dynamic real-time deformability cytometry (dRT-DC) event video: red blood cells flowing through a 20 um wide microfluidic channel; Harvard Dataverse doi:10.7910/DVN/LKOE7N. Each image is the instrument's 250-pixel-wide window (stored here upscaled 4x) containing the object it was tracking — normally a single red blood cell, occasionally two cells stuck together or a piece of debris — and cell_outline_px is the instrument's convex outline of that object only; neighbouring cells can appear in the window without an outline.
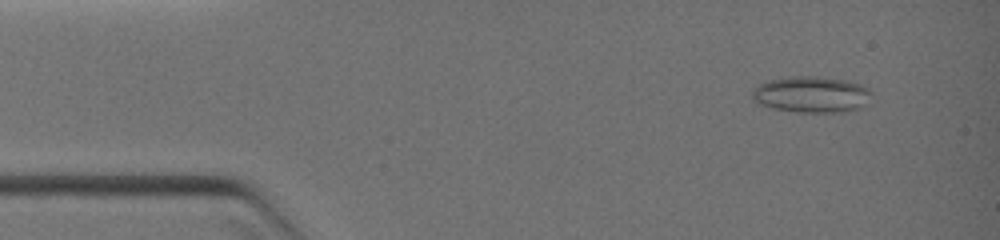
{"species": "common noctule bat (a hibernating species)", "species_latin": "Nyctalus noctula", "temperature_condition": "warm", "stored_images_in_passage": 19, "camera_frame_rate_fps": 3000, "um_per_image_px": 0.085, "animal": {"sex": "female", "body_mass_g": 19.0, "forearm_length_mm": 51.5}, "frame": {"image": 1, "passage_image": 2, "time_ms": 0.667, "image_size_px": [1000, 240], "cell_outline_px": [[872, 92], [868, 108], [844, 112], [800, 112], [776, 108], [756, 104], [752, 100], [752, 92], [760, 84], [768, 80], [788, 76], [816, 76], [844, 80], [864, 84]], "centroid_in_image_um": [69.06, 8.04], "position_along_channel_um": 15.9, "area_um2": 25.72}}
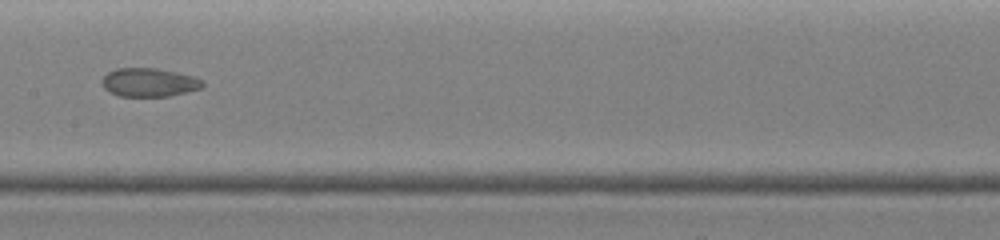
{"frame": {"image": 2, "passage_image": 13, "time_ms": 5.667, "image_size_px": [1000, 240], "cell_outline_px": [[204, 84], [200, 88], [168, 96], [120, 96], [108, 92], [104, 88], [104, 76], [108, 72], [116, 68], [156, 68], [176, 72], [192, 76], [204, 80]], "centroid_in_image_um": [12.67, 7.0], "position_along_channel_um": 194.7, "area_um2": 16.53}}
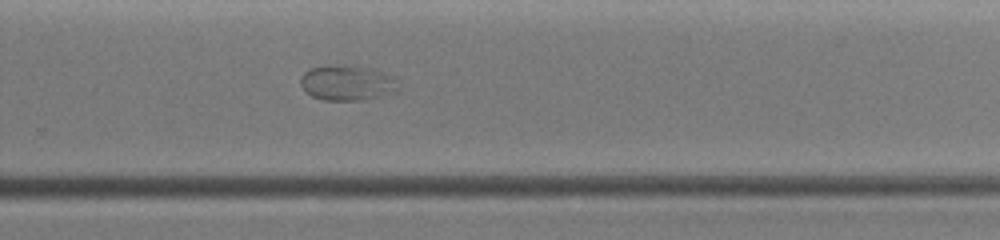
{"frame": {"image": 3, "passage_image": 19, "time_ms": 7.667, "image_size_px": [1000, 240], "cell_outline_px": [[400, 88], [396, 92], [364, 100], [324, 100], [312, 96], [304, 92], [300, 84], [300, 76], [304, 72], [312, 68], [328, 64], [336, 64], [368, 68], [384, 72], [396, 76]], "centroid_in_image_um": [29.52, 7.04], "position_along_channel_um": 300.3, "area_um2": 20.52}}